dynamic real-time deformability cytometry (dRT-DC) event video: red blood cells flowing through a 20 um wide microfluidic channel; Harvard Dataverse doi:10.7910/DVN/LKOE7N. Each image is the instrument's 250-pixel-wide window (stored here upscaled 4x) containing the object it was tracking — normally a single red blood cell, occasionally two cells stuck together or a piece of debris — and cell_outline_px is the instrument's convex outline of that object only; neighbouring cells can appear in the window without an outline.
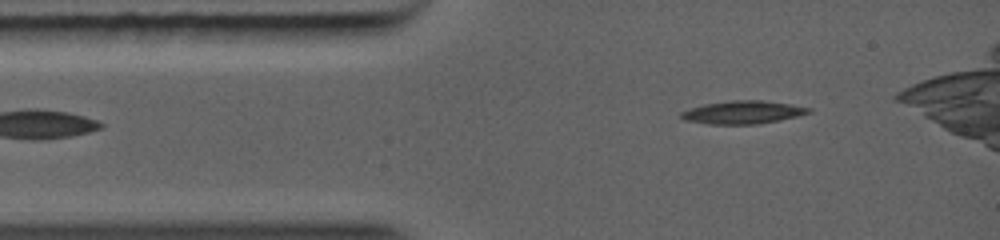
{"species": "common noctule bat (a hibernating species)", "species_latin": "Nyctalus noctula", "temperature_condition": "warm", "stored_images_in_passage": 2, "camera_frame_rate_fps": 5000, "um_per_image_px": 0.085, "animal": {"sex": "female", "body_mass_g": 19.0, "forearm_length_mm": 56.7}, "frame": {"image": 1, "passage_image": 1, "time_ms": 0.0, "image_size_px": [1000, 240], "cell_outline_px": [[812, 112], [780, 120], [756, 124], [708, 124], [684, 120], [680, 116], [680, 112], [688, 108], [704, 104], [728, 100], [760, 100], [788, 104], [812, 108]], "centroid_in_image_um": [63.09, 9.54], "position_along_channel_um": 21.9, "area_um2": 17.11}}